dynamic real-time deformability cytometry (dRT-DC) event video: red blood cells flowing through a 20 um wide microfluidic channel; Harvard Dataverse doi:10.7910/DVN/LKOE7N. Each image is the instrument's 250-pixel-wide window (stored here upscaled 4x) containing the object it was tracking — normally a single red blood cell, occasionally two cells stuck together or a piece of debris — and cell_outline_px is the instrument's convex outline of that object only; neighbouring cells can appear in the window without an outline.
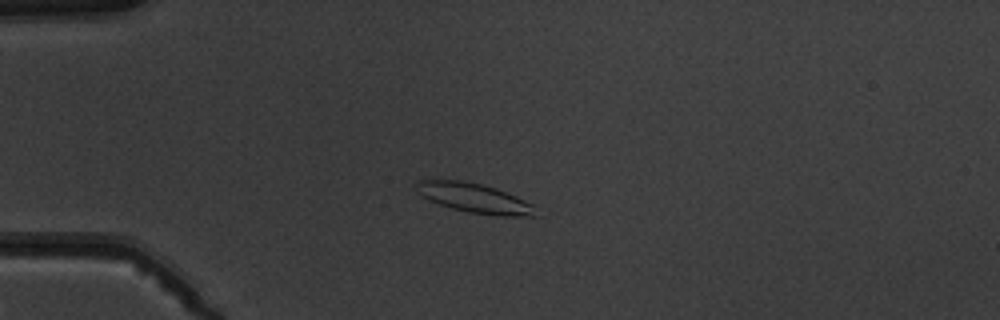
{"species": "common noctule bat (a hibernating species)", "species_latin": "Nyctalus noctula", "temperature_condition": "warm", "stored_images_in_passage": 5, "camera_frame_rate_fps": 3000, "um_per_image_px": 0.085, "animal": {"sex": "male", "body_mass_g": 19.5, "forearm_length_mm": 54.6}, "frame": {"image": 1, "passage_image": 4, "time_ms": 4.0, "image_size_px": [1000, 320], "cell_outline_px": [[536, 216], [496, 216], [468, 212], [452, 208], [428, 200], [416, 192], [416, 184], [420, 180], [460, 180], [480, 184], [496, 188], [516, 196], [532, 204]], "centroid_in_image_um": [40.3, 16.84], "position_along_channel_um": 44.7, "area_um2": 20.35}}